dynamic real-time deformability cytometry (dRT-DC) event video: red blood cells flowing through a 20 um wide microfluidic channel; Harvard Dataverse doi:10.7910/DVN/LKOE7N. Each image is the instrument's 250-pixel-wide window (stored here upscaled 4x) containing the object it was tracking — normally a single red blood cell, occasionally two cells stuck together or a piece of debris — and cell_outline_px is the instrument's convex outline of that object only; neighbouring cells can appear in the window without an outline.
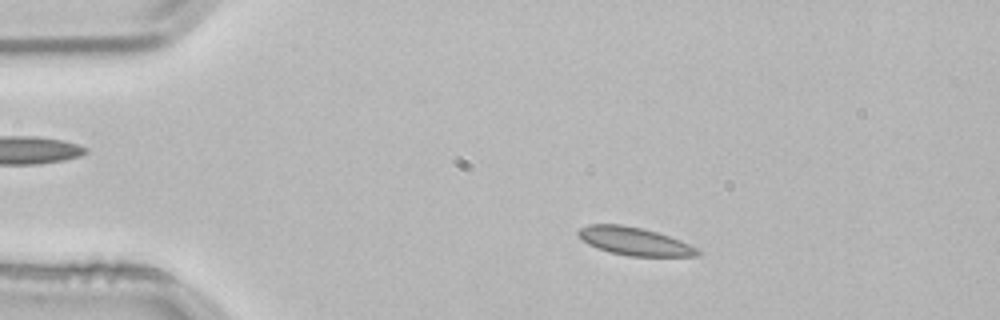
{"species": "common noctule bat (a hibernating species)", "species_latin": "Nyctalus noctula", "temperature_condition": "room temperature", "stored_images_in_passage": 52, "camera_frame_rate_fps": 3000, "um_per_image_px": 0.085, "animal": {"sex": "male", "body_mass_g": 21.5, "forearm_length_mm": 52.0}, "frame": {"image": 1, "passage_image": 9, "time_ms": 2.667, "image_size_px": [1000, 320], "cell_outline_px": [[704, 252], [700, 256], [628, 256], [608, 252], [596, 248], [588, 244], [576, 236], [576, 232], [580, 228], [588, 224], [624, 224], [644, 228], [680, 240]], "centroid_in_image_um": [53.89, 20.5], "position_along_channel_um": 31.1, "area_um2": 19.77}}
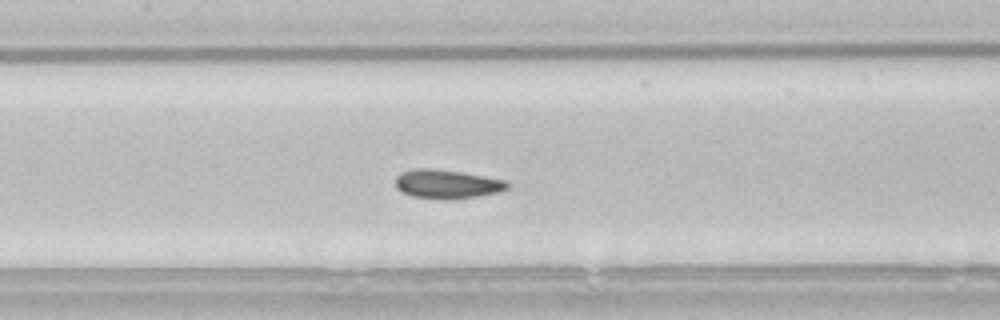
{"frame": {"image": 2, "passage_image": 24, "time_ms": 7.667, "image_size_px": [1000, 320], "cell_outline_px": [[512, 184], [508, 188], [500, 192], [476, 196], [412, 196], [400, 192], [396, 188], [396, 176], [400, 172], [412, 168], [428, 168], [460, 172], [484, 176], [504, 180]], "centroid_in_image_um": [37.97, 15.59], "position_along_channel_um": 169.4, "area_um2": 18.03}}
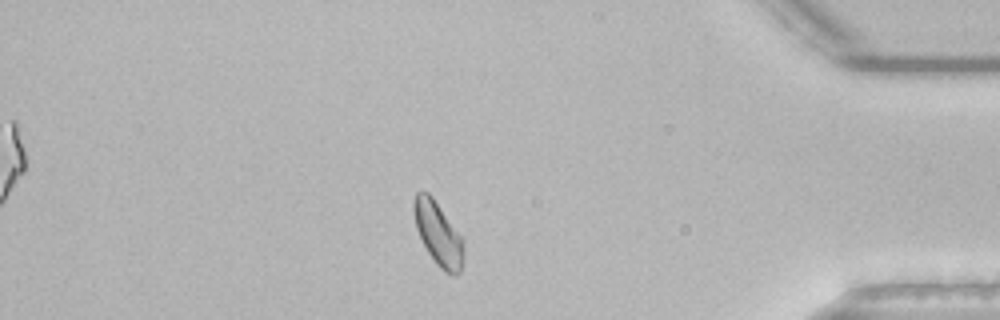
{"frame": {"image": 3, "passage_image": 45, "time_ms": 14.667, "image_size_px": [1000, 320], "cell_outline_px": [[464, 248], [460, 272], [456, 276], [444, 272], [436, 264], [428, 252], [416, 228], [412, 208], [412, 200], [416, 192], [428, 192], [432, 196], [464, 240]], "centroid_in_image_um": [37.23, 19.86], "position_along_channel_um": 398.0, "area_um2": 18.38}, "authors_computed_cell_mechanics": {"area_um2": 18.6405, "velocity_mm_per_s": 3.7922, "shape_relaxation_time_tau1_ms": 3.5184, "shape_relaxation_time_tau2_ms": null, "deformation_change_tau1": 0.1004, "deformation_change_tau2": null}}